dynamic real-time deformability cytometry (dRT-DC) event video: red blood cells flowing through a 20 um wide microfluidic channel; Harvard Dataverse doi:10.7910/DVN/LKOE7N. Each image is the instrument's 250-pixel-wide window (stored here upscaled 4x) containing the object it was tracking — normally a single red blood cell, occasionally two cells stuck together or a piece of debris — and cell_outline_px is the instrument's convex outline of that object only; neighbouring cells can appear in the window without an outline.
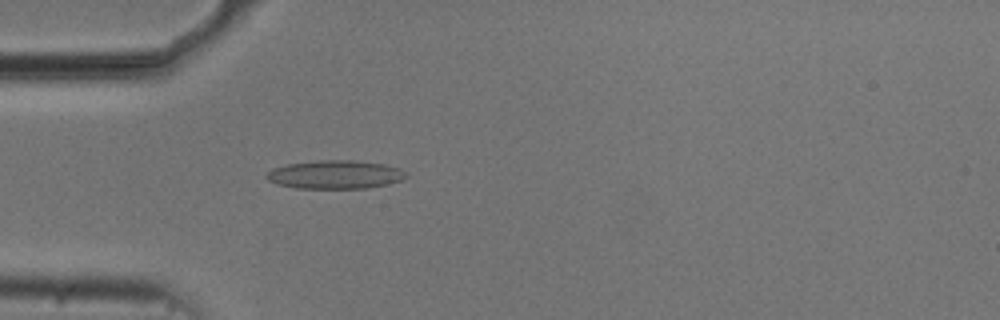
{"species": "common noctule bat (a hibernating species)", "species_latin": "Nyctalus noctula", "temperature_condition": "cold", "stored_images_in_passage": 47, "camera_frame_rate_fps": 3000, "um_per_image_px": 0.085, "animal": {"sex": "male", "body_mass_g": 20.5, "forearm_length_mm": 52.5}, "frame": {"image": 1, "passage_image": 9, "time_ms": 2.667, "image_size_px": [1000, 320], "cell_outline_px": [[408, 176], [400, 180], [388, 184], [364, 188], [296, 188], [276, 184], [268, 180], [264, 176], [272, 168], [288, 164], [316, 160], [352, 160], [384, 164], [400, 168], [408, 172]], "centroid_in_image_um": [28.48, 14.83], "position_along_channel_um": 56.5, "area_um2": 23.24}}
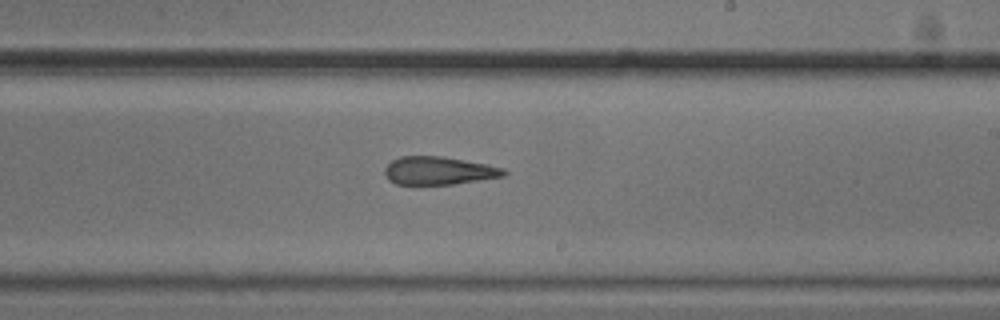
{"frame": {"image": 2, "passage_image": 25, "time_ms": 8.0, "image_size_px": [1000, 320], "cell_outline_px": [[508, 172], [504, 176], [452, 184], [396, 184], [388, 180], [384, 172], [384, 168], [392, 160], [400, 156], [444, 156], [488, 164], [504, 168]], "centroid_in_image_um": [37.29, 14.49], "position_along_channel_um": 251.7, "area_um2": 19.54}}
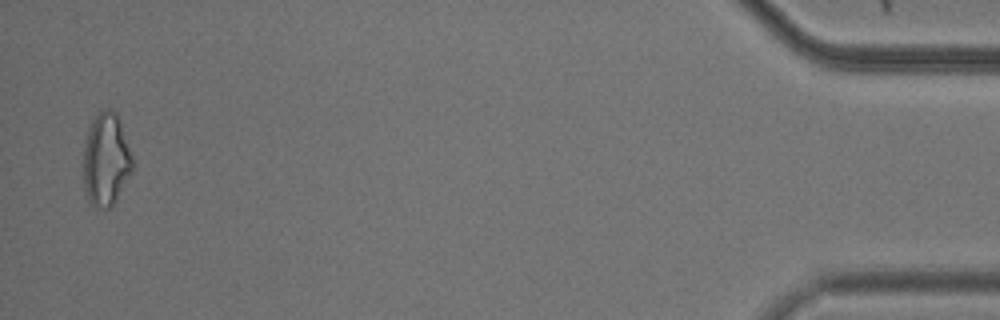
{"frame": {"image": 3, "passage_image": 46, "time_ms": 15.0, "image_size_px": [1000, 320], "cell_outline_px": [[132, 172], [116, 200], [108, 208], [104, 208], [88, 204], [84, 188], [84, 144], [88, 128], [92, 120], [104, 108], [112, 108], [116, 112], [120, 120], [132, 156]], "centroid_in_image_um": [9.0, 13.56], "position_along_channel_um": 426.2, "area_um2": 26.65}, "authors_computed_cell_mechanics": {"area_um2": 21.2126, "velocity_mm_per_s": 3.7401, "shape_relaxation_time_tau1_ms": 5.2161, "shape_relaxation_time_tau2_ms": 3.5914, "deformation_change_tau1": 0.139, "deformation_change_tau2": 0.1521}}